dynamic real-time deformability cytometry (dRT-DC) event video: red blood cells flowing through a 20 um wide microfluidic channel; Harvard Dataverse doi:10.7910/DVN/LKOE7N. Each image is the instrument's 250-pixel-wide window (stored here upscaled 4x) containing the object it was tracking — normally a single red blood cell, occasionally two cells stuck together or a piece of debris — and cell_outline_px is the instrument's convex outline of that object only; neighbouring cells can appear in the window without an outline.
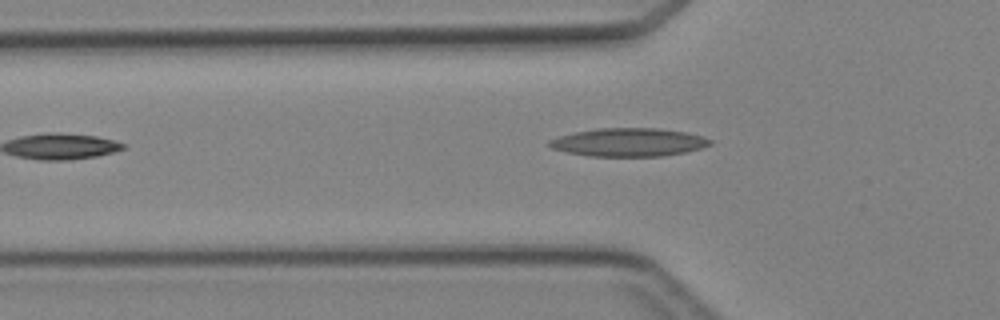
{"species": "Egyptian fruit bat (a non-hibernating species)", "species_latin": "Rousettus aegyptiacus", "temperature_condition": "cold", "stored_images_in_passage": 5, "camera_frame_rate_fps": 3000, "um_per_image_px": 0.085, "animal": {"sex": "female"}, "frame": {"image": 1, "passage_image": 4, "time_ms": 4.333, "image_size_px": [1000, 320], "cell_outline_px": [[712, 144], [700, 148], [684, 152], [660, 156], [588, 156], [568, 152], [552, 148], [548, 144], [548, 140], [572, 132], [596, 128], [656, 128], [688, 132], [712, 140]], "centroid_in_image_um": [53.41, 12.08], "position_along_channel_um": 72.4, "area_um2": 26.41}}
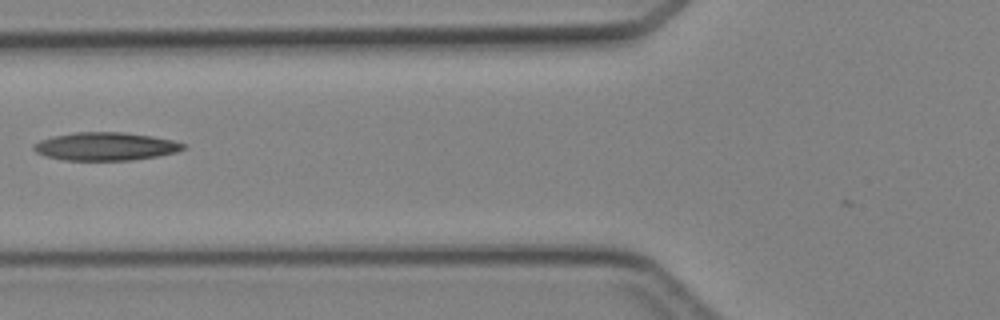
{"frame": {"image": 2, "passage_image": 5, "time_ms": 5.333, "image_size_px": [1000, 320], "cell_outline_px": [[188, 148], [176, 152], [156, 156], [132, 160], [64, 160], [48, 156], [36, 152], [32, 148], [32, 144], [40, 140], [52, 136], [76, 132], [124, 132], [152, 136], [172, 140], [188, 144]], "centroid_in_image_um": [9.0, 12.44], "position_along_channel_um": 116.8, "area_um2": 24.57}}